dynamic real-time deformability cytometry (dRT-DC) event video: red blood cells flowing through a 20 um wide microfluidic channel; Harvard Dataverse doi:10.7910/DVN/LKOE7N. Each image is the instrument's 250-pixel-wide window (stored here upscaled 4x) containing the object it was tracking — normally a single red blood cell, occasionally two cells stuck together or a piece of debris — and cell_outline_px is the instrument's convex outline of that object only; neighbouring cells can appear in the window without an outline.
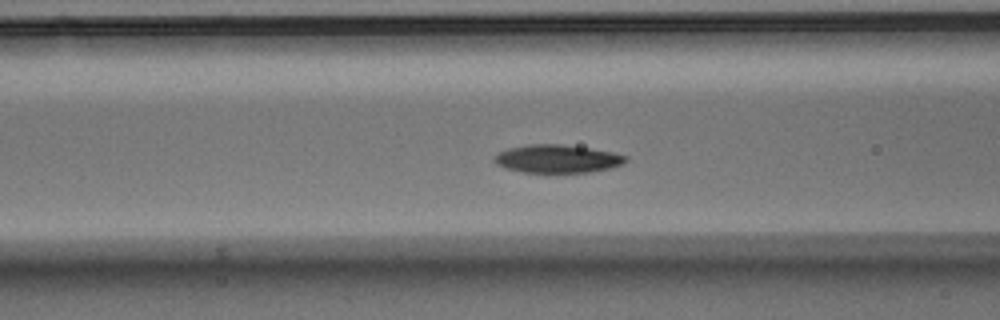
{"species": "Egyptian fruit bat (a non-hibernating species)", "species_latin": "Rousettus aegyptiacus", "temperature_condition": "warm", "stored_images_in_passage": 37, "camera_frame_rate_fps": 3000, "um_per_image_px": 0.085, "animal": {"sex": "male"}, "frame": {"image": 1, "passage_image": 6, "time_ms": 1.667, "image_size_px": [1000, 320], "cell_outline_px": [[628, 160], [624, 164], [608, 168], [588, 172], [524, 172], [508, 168], [496, 164], [492, 160], [492, 156], [508, 148], [528, 144], [560, 144], [588, 148], [612, 152], [628, 156]], "centroid_in_image_um": [47.36, 13.49], "position_along_channel_um": 119.2, "area_um2": 21.39}}
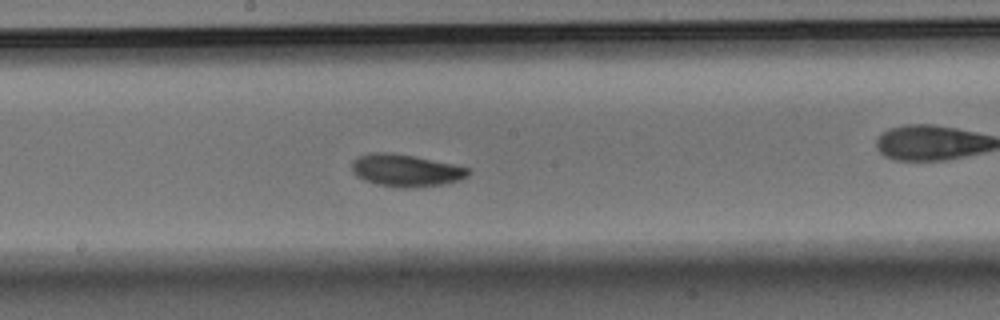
{"frame": {"image": 2, "passage_image": 13, "time_ms": 4.0, "image_size_px": [1000, 320], "cell_outline_px": [[472, 172], [468, 176], [460, 180], [444, 184], [416, 188], [396, 188], [376, 184], [364, 180], [356, 176], [352, 168], [352, 160], [356, 156], [372, 152], [388, 152], [412, 156], [452, 164], [468, 168]], "centroid_in_image_um": [34.48, 14.5], "position_along_channel_um": 213.7, "area_um2": 22.08}}
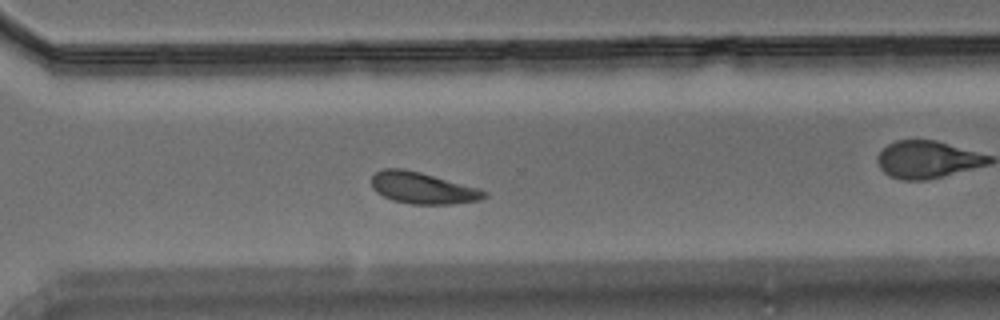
{"frame": {"image": 3, "passage_image": 22, "time_ms": 7.0, "image_size_px": [1000, 320], "cell_outline_px": [[488, 196], [484, 200], [452, 204], [412, 204], [392, 200], [376, 192], [372, 188], [372, 176], [376, 172], [384, 168], [404, 168], [420, 172], [476, 188], [488, 192]], "centroid_in_image_um": [35.92, 15.99], "position_along_channel_um": 334.7, "area_um2": 20.63}}